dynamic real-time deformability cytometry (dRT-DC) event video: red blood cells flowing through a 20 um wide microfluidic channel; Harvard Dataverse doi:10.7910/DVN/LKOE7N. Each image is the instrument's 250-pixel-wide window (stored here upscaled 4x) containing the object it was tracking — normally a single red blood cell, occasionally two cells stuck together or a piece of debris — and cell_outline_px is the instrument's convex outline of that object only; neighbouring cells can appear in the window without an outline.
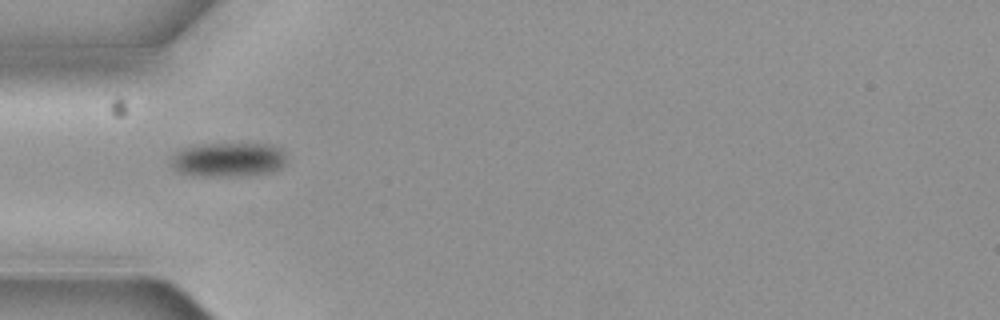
{"species": "common noctule bat (a hibernating species)", "species_latin": "Nyctalus noctula", "temperature_condition": "cold", "stored_images_in_passage": 6, "camera_frame_rate_fps": 3000, "um_per_image_px": 0.085, "animal": {"sex": "female", "body_mass_g": 19.3, "forearm_length_mm": 54.1}, "frame": {"image": 1, "passage_image": 5, "time_ms": 1.333, "image_size_px": [1000, 320], "cell_outline_px": [[284, 164], [280, 168], [272, 172], [216, 176], [200, 176], [180, 172], [172, 164], [172, 160], [176, 152], [184, 148], [200, 144], [272, 144], [280, 148], [284, 152]], "centroid_in_image_um": [19.43, 13.55], "position_along_channel_um": 65.6, "area_um2": 22.48}}
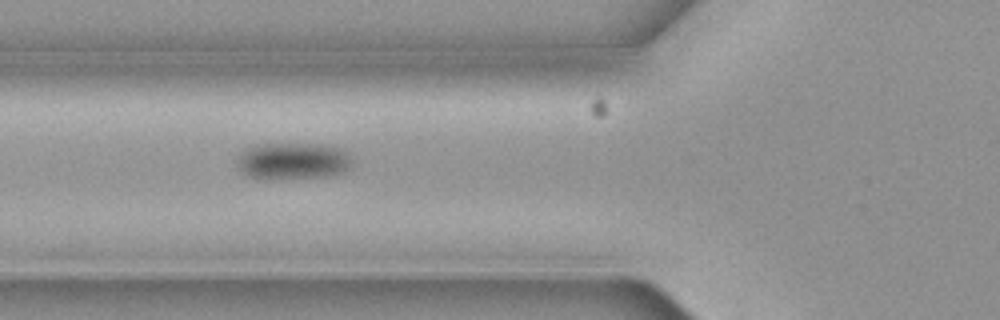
{"frame": {"image": 2, "passage_image": 6, "time_ms": 1.667, "image_size_px": [1000, 320], "cell_outline_px": [[352, 164], [348, 168], [340, 172], [324, 176], [264, 180], [248, 176], [236, 164], [236, 160], [240, 152], [256, 144], [320, 144], [344, 148], [352, 156]], "centroid_in_image_um": [24.89, 13.67], "position_along_channel_um": 100.9, "area_um2": 24.91}}